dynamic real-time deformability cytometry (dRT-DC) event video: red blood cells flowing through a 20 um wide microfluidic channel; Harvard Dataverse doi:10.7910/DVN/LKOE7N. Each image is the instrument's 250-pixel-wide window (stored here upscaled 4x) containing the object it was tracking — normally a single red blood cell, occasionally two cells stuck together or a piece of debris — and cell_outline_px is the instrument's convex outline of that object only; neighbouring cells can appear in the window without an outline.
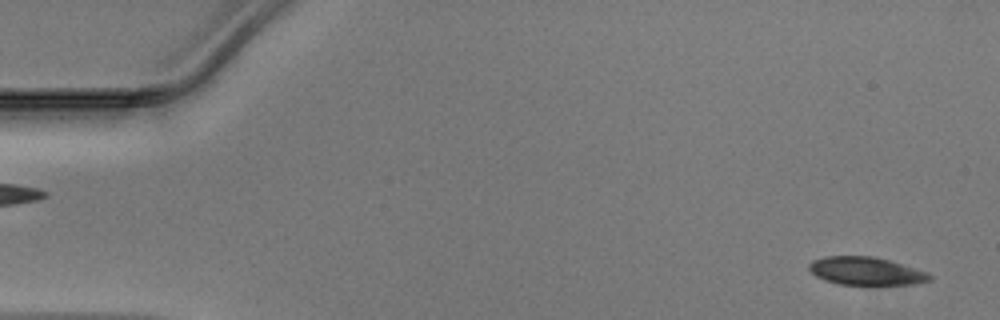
{"species": "Egyptian fruit bat (a non-hibernating species)", "species_latin": "Rousettus aegyptiacus", "temperature_condition": "warm", "stored_images_in_passage": 48, "camera_frame_rate_fps": 3000, "um_per_image_px": 0.085, "animal": {"sex": "male"}, "frame": {"image": 1, "passage_image": 2, "time_ms": 0.333, "image_size_px": [1000, 320], "cell_outline_px": [[932, 280], [916, 284], [840, 284], [824, 280], [816, 276], [808, 268], [808, 264], [812, 260], [824, 256], [872, 256], [888, 260], [928, 272], [932, 276]], "centroid_in_image_um": [73.6, 23.03], "position_along_channel_um": 11.4, "area_um2": 19.59}}
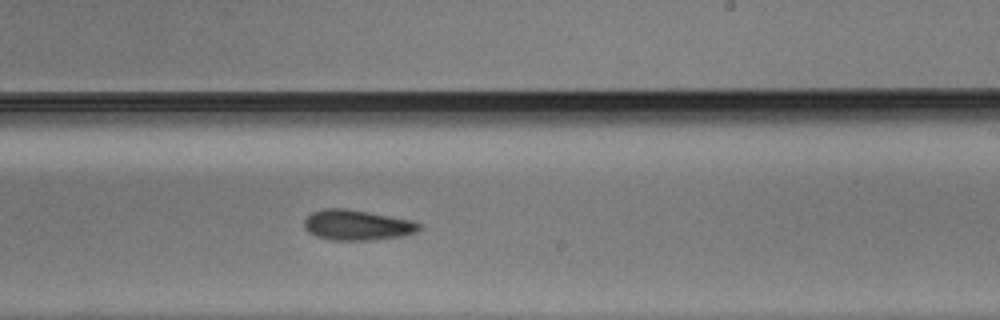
{"frame": {"image": 2, "passage_image": 29, "time_ms": 9.333, "image_size_px": [1000, 320], "cell_outline_px": [[420, 228], [416, 232], [400, 236], [368, 240], [332, 240], [316, 236], [308, 232], [304, 228], [304, 220], [312, 212], [324, 208], [344, 208], [368, 212], [412, 220], [420, 224]], "centroid_in_image_um": [30.31, 19.12], "position_along_channel_um": 258.7, "area_um2": 20.17}}
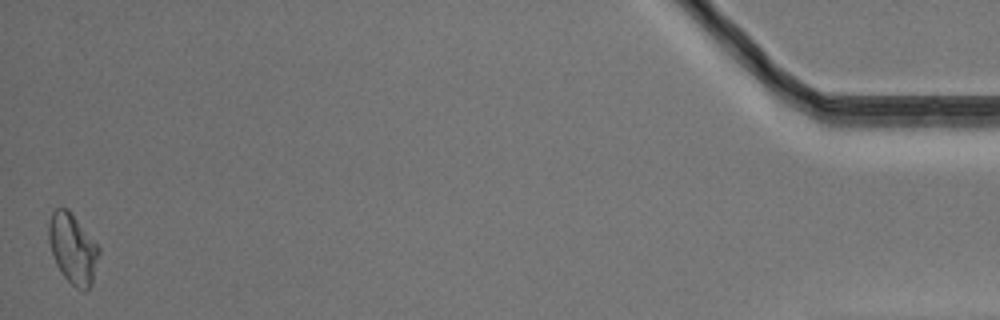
{"frame": {"image": 3, "passage_image": 48, "time_ms": 15.667, "image_size_px": [1000, 320], "cell_outline_px": [[100, 252], [92, 284], [84, 292], [76, 288], [64, 276], [56, 264], [52, 256], [48, 236], [48, 224], [52, 212], [56, 208], [68, 208], [100, 248]], "centroid_in_image_um": [6.19, 21.14], "position_along_channel_um": 429.0, "area_um2": 20.46}}